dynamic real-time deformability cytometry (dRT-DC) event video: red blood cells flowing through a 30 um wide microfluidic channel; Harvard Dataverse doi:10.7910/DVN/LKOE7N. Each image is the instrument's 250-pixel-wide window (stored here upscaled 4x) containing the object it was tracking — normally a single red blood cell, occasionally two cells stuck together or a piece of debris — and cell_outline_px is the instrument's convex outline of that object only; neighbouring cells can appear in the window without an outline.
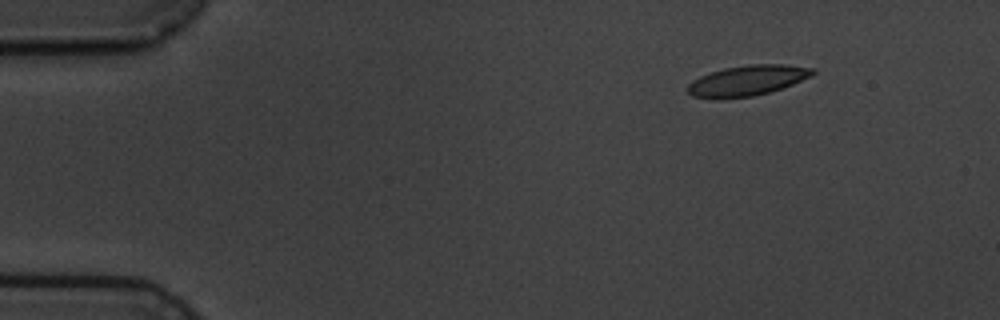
{"species": "common noctule bat (a hibernating species)", "species_latin": "Nyctalus noctula", "temperature_condition": "cold", "stored_images_in_passage": 4, "camera_frame_rate_fps": 3000, "um_per_image_px": 0.085, "animal": {"sex": "male", "body_mass_g": 19.5, "forearm_length_mm": 54.6}, "frame": {"image": 1, "passage_image": 1, "time_ms": 0.0, "image_size_px": [1000, 320], "cell_outline_px": [[816, 72], [812, 76], [792, 84], [768, 92], [752, 96], [692, 96], [688, 92], [688, 84], [692, 80], [700, 76], [724, 68], [748, 64], [784, 64], [816, 68]], "centroid_in_image_um": [63.61, 6.79], "position_along_channel_um": 21.4, "area_um2": 21.44}}
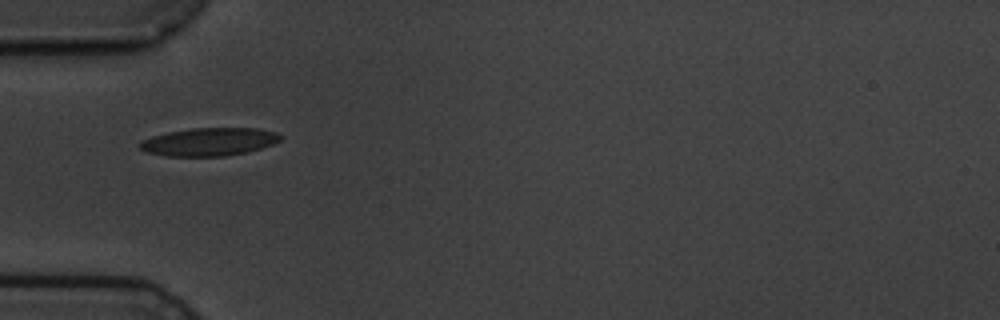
{"frame": {"image": 2, "passage_image": 4, "time_ms": 3.667, "image_size_px": [1000, 320], "cell_outline_px": [[284, 136], [280, 140], [272, 144], [248, 152], [224, 156], [168, 156], [148, 152], [140, 148], [140, 144], [144, 140], [152, 136], [168, 132], [192, 128], [256, 128], [276, 132]], "centroid_in_image_um": [17.82, 12.05], "position_along_channel_um": 67.2, "area_um2": 22.77}}